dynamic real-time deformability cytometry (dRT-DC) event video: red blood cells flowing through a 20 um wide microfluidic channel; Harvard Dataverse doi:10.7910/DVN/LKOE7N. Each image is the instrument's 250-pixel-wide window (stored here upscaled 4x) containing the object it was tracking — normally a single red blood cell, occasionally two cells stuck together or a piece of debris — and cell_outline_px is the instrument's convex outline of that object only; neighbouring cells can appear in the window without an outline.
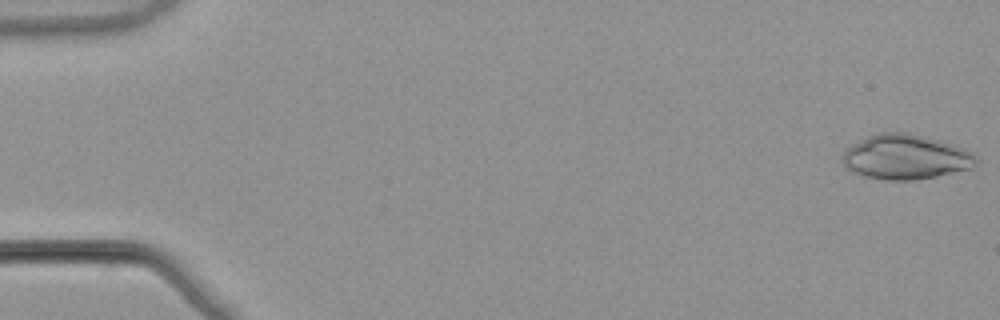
{"species": "common noctule bat (a hibernating species)", "species_latin": "Nyctalus noctula", "temperature_condition": "warm", "stored_images_in_passage": 53, "camera_frame_rate_fps": 3000, "um_per_image_px": 0.085, "animal": {"sex": "male", "body_mass_g": 21.5, "forearm_length_mm": 52.0}, "frame": {"image": 1, "passage_image": 1, "time_ms": 0.0, "image_size_px": [1000, 320], "cell_outline_px": [[980, 160], [972, 168], [936, 176], [916, 180], [884, 180], [864, 176], [852, 172], [844, 164], [844, 152], [852, 144], [868, 136], [880, 132], [908, 132], [924, 136], [952, 144], [964, 148], [972, 152]], "centroid_in_image_um": [77.01, 13.34], "position_along_channel_um": 8.0, "area_um2": 34.85}}
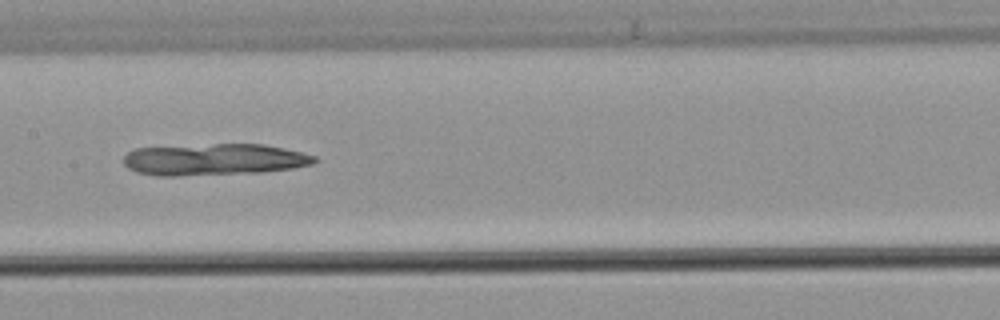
{"frame": {"image": 2, "passage_image": 27, "time_ms": 8.667, "image_size_px": [1000, 320], "cell_outline_px": [[320, 160], [312, 164], [292, 168], [264, 172], [176, 176], [156, 176], [136, 172], [128, 168], [124, 164], [124, 156], [128, 152], [136, 148], [216, 144], [264, 144], [284, 148], [316, 156]], "centroid_in_image_um": [18.21, 13.56], "position_along_channel_um": 189.2, "area_um2": 35.32}}
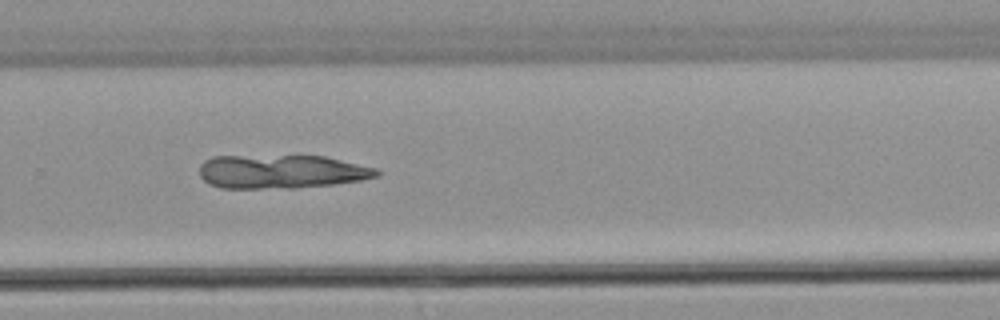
{"frame": {"image": 3, "passage_image": 36, "time_ms": 11.667, "image_size_px": [1000, 320], "cell_outline_px": [[380, 176], [360, 180], [332, 184], [296, 188], [220, 188], [208, 184], [200, 176], [200, 164], [204, 160], [212, 156], [324, 156], [376, 168], [380, 172]], "centroid_in_image_um": [23.88, 14.59], "position_along_channel_um": 305.9, "area_um2": 34.85}}